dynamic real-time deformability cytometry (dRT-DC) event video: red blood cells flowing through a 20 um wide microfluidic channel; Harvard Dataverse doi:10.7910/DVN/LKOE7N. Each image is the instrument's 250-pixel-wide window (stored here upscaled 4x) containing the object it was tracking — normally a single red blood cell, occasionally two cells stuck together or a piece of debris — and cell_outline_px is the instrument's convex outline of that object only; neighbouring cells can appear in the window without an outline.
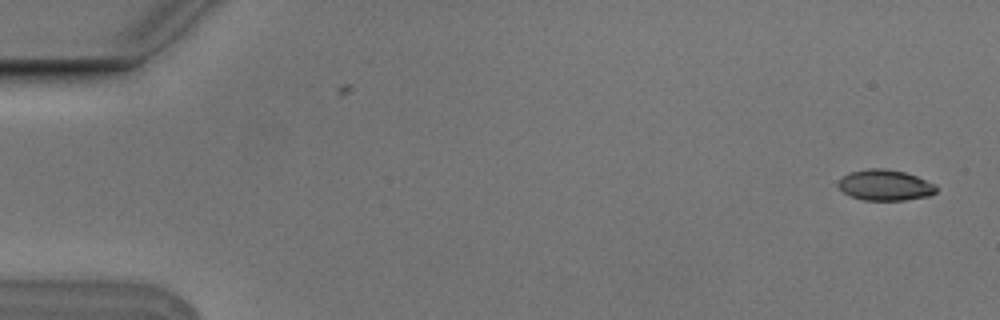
{"species": "Egyptian fruit bat (a non-hibernating species)", "species_latin": "Rousettus aegyptiacus", "temperature_condition": "cold", "stored_images_in_passage": 2, "camera_frame_rate_fps": 3000, "um_per_image_px": 0.085, "animal": {"sex": "male"}, "frame": {"image": 1, "passage_image": 2, "time_ms": 0.333, "image_size_px": [1000, 320], "cell_outline_px": [[936, 192], [928, 196], [904, 200], [864, 200], [852, 196], [844, 192], [836, 184], [844, 176], [852, 172], [868, 168], [884, 168], [904, 172], [916, 176], [936, 184]], "centroid_in_image_um": [75.25, 15.73], "position_along_channel_um": 9.8, "area_um2": 17.4}}